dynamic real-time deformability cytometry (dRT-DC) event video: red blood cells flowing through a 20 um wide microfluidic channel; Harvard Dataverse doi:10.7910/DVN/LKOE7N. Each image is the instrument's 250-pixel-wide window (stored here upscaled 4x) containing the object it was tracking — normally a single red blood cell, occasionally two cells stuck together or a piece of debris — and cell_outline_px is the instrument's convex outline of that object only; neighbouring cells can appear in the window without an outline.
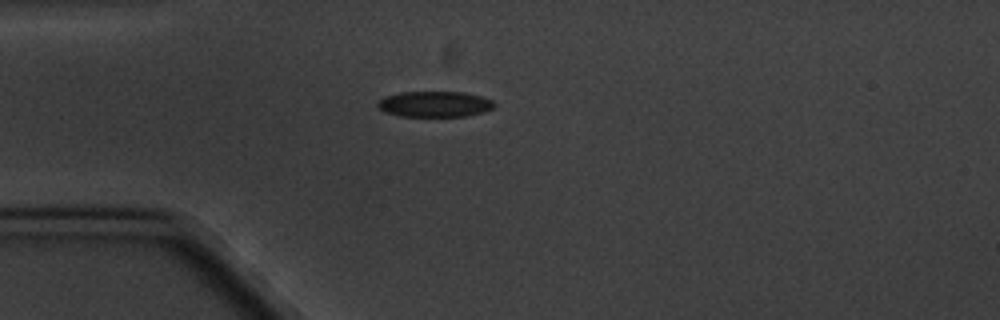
{"species": "common noctule bat (a hibernating species)", "species_latin": "Nyctalus noctula", "temperature_condition": "cold", "stored_images_in_passage": 13, "camera_frame_rate_fps": 3000, "um_per_image_px": 0.085, "animal": {"sex": "male", "body_mass_g": 20.1, "forearm_length_mm": 53.5}, "frame": {"image": 1, "passage_image": 1, "time_ms": 0.0, "image_size_px": [1000, 320], "cell_outline_px": [[496, 104], [492, 108], [484, 112], [468, 116], [400, 116], [384, 112], [376, 104], [384, 96], [400, 92], [464, 92], [480, 96], [492, 100]], "centroid_in_image_um": [36.95, 8.85], "position_along_channel_um": 48.1, "area_um2": 17.51}, "authors_computed_cell_mechanics": {"area_um2": 17.1088, "velocity_mm_per_s": 3.3073, "shape_relaxation_time_tau1_ms": 1.5951, "shape_relaxation_time_tau2_ms": 3.2841, "deformation_change_tau1": 0.0679, "deformation_change_tau2": 0.0568}}